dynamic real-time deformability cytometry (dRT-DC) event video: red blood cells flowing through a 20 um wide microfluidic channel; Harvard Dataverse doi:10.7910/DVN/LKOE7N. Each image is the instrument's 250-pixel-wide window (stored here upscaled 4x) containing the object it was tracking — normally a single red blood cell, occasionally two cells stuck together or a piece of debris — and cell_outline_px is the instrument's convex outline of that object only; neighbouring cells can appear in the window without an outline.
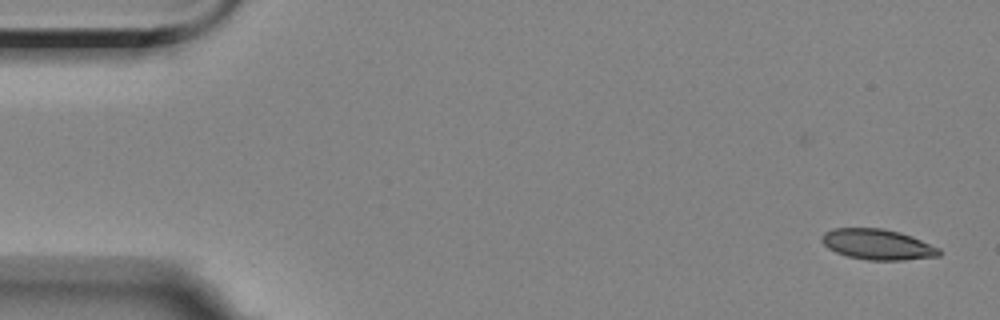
{"species": "Egyptian fruit bat (a non-hibernating species)", "species_latin": "Rousettus aegyptiacus", "temperature_condition": "room temperature", "stored_images_in_passage": 5, "camera_frame_rate_fps": 3000, "um_per_image_px": 0.085, "animal": {"sex": "female"}, "frame": {"image": 1, "passage_image": 1, "time_ms": 0.0, "image_size_px": [1000, 320], "cell_outline_px": [[940, 256], [904, 260], [868, 260], [848, 256], [836, 252], [828, 248], [820, 240], [820, 236], [824, 232], [832, 228], [884, 228], [900, 232], [912, 236], [940, 248]], "centroid_in_image_um": [74.58, 20.76], "position_along_channel_um": 10.4, "area_um2": 21.04}}
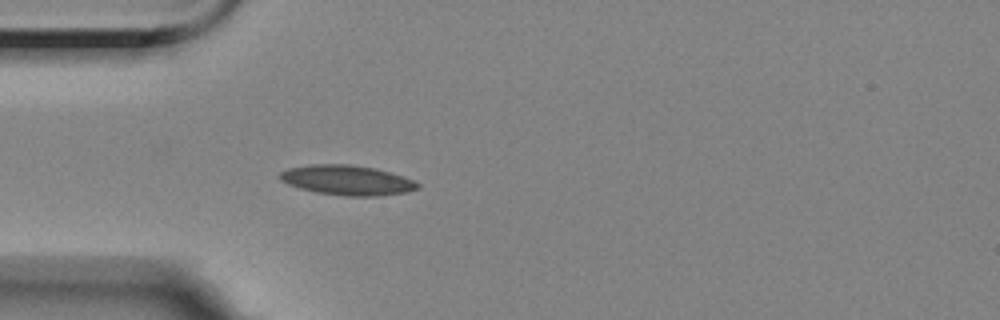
{"frame": {"image": 2, "passage_image": 5, "time_ms": 4.667, "image_size_px": [1000, 320], "cell_outline_px": [[420, 188], [404, 192], [376, 196], [344, 196], [316, 192], [300, 188], [288, 184], [280, 180], [280, 172], [288, 168], [308, 164], [352, 164], [376, 168], [404, 176], [420, 184]], "centroid_in_image_um": [29.5, 15.3], "position_along_channel_um": 55.5, "area_um2": 24.04}}